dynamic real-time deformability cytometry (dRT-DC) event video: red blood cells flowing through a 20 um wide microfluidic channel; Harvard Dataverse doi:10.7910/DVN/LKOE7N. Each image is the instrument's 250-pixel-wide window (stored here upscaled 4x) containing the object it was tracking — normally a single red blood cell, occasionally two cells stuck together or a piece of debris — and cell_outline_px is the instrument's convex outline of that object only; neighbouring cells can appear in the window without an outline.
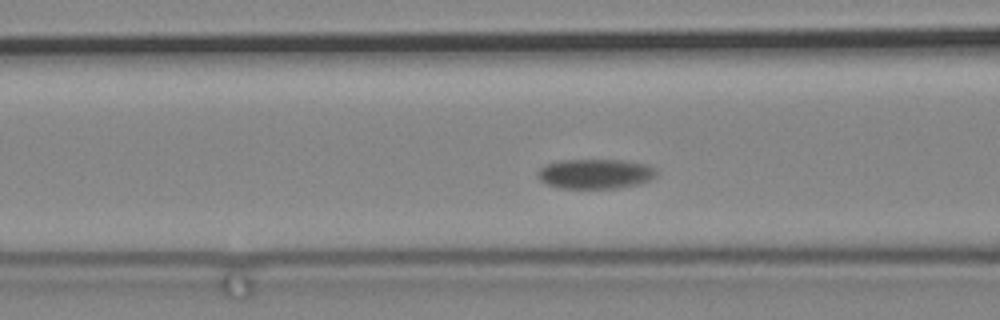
{"species": "common noctule bat (a hibernating species)", "species_latin": "Nyctalus noctula", "temperature_condition": "cold", "stored_images_in_passage": 61, "camera_frame_rate_fps": 3000, "um_per_image_px": 0.085, "animal": {"sex": "male", "body_mass_g": 19.2, "forearm_length_mm": 51.8}, "frame": {"image": 1, "passage_image": 18, "time_ms": 5.667, "image_size_px": [1000, 320], "cell_outline_px": [[660, 172], [656, 176], [640, 184], [616, 188], [560, 188], [548, 184], [540, 180], [536, 176], [536, 172], [540, 168], [548, 164], [560, 160], [620, 160], [644, 164], [656, 168]], "centroid_in_image_um": [50.61, 14.78], "position_along_channel_um": 116.0, "area_um2": 20.63}}
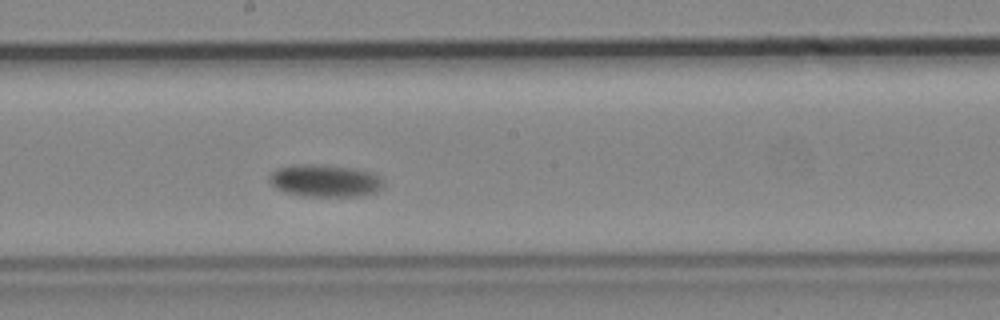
{"frame": {"image": 2, "passage_image": 29, "time_ms": 9.333, "image_size_px": [1000, 320], "cell_outline_px": [[384, 188], [376, 192], [360, 196], [304, 196], [284, 192], [276, 188], [268, 180], [268, 176], [272, 172], [280, 168], [296, 164], [320, 164], [352, 168], [372, 172], [380, 176], [384, 184]], "centroid_in_image_um": [27.65, 15.36], "position_along_channel_um": 220.6, "area_um2": 21.68}}
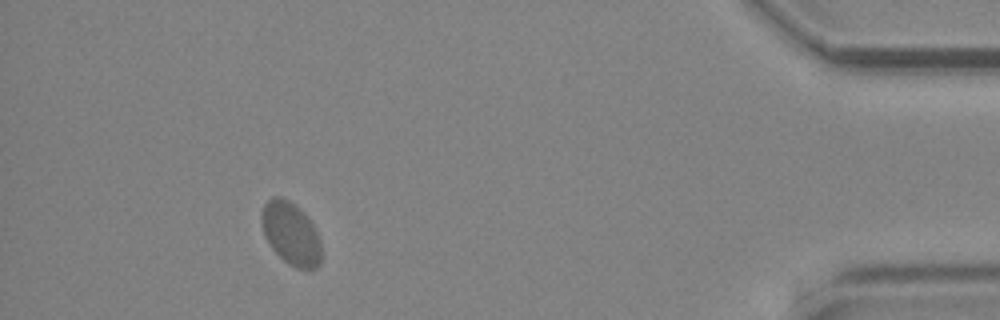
{"frame": {"image": 3, "passage_image": 55, "time_ms": 18.0, "image_size_px": [1000, 320], "cell_outline_px": [[320, 264], [316, 268], [296, 268], [288, 264], [272, 248], [264, 236], [260, 224], [260, 216], [264, 204], [272, 196], [280, 196], [288, 200], [304, 212], [312, 224], [320, 240]], "centroid_in_image_um": [24.69, 19.83], "position_along_channel_um": 410.5, "area_um2": 21.79}}